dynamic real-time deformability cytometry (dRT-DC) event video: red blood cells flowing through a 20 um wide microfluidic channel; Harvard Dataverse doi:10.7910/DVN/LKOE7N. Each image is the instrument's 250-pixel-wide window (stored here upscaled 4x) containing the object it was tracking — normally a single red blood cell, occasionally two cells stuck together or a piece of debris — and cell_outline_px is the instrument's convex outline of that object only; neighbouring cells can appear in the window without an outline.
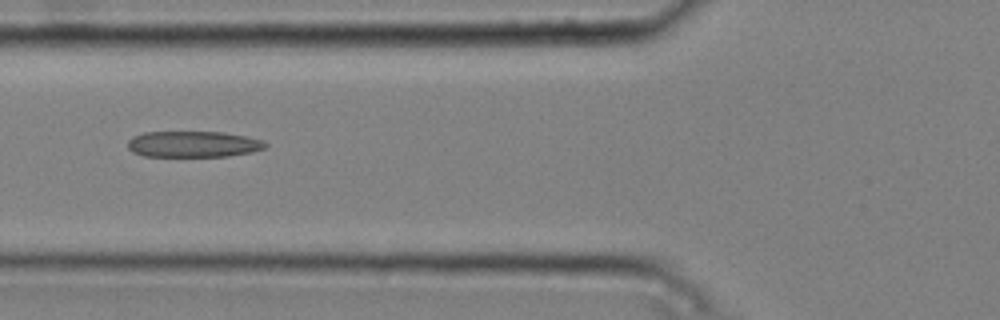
{"species": "common noctule bat (a hibernating species)", "species_latin": "Nyctalus noctula", "temperature_condition": "cold", "stored_images_in_passage": 8, "camera_frame_rate_fps": 3000, "um_per_image_px": 0.085, "animal": {"sex": "male", "body_mass_g": 20.4}, "frame": {"image": 1, "passage_image": 6, "time_ms": 1.667, "image_size_px": [1000, 320], "cell_outline_px": [[268, 144], [264, 148], [252, 152], [228, 156], [144, 156], [132, 152], [128, 148], [128, 140], [132, 136], [144, 132], [224, 132], [248, 136], [264, 140]], "centroid_in_image_um": [16.44, 12.25], "position_along_channel_um": 109.4, "area_um2": 21.1}}
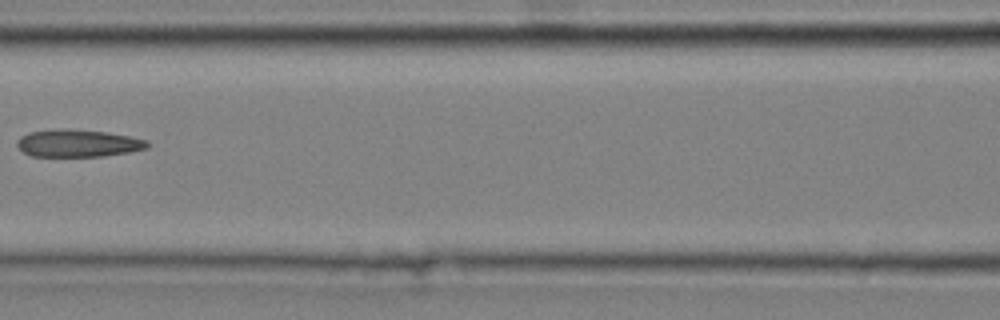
{"frame": {"image": 2, "passage_image": 7, "time_ms": 2.0, "image_size_px": [1000, 320], "cell_outline_px": [[148, 148], [128, 152], [100, 156], [32, 156], [24, 152], [16, 144], [16, 140], [20, 136], [28, 132], [56, 128], [64, 128], [108, 132], [148, 140]], "centroid_in_image_um": [6.59, 12.16], "position_along_channel_um": 160.0, "area_um2": 20.87}}
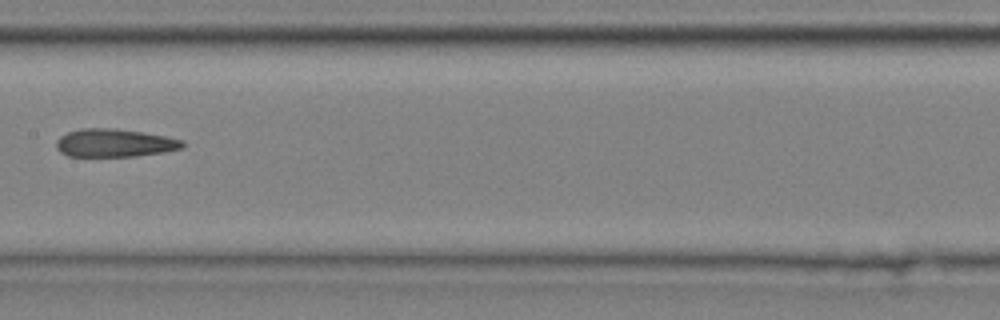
{"frame": {"image": 3, "passage_image": 8, "time_ms": 2.333, "image_size_px": [1000, 320], "cell_outline_px": [[184, 148], [164, 152], [136, 156], [68, 156], [60, 152], [56, 148], [56, 140], [60, 136], [68, 132], [84, 128], [116, 128], [144, 132], [184, 140]], "centroid_in_image_um": [9.74, 12.15], "position_along_channel_um": 197.7, "area_um2": 20.75}}